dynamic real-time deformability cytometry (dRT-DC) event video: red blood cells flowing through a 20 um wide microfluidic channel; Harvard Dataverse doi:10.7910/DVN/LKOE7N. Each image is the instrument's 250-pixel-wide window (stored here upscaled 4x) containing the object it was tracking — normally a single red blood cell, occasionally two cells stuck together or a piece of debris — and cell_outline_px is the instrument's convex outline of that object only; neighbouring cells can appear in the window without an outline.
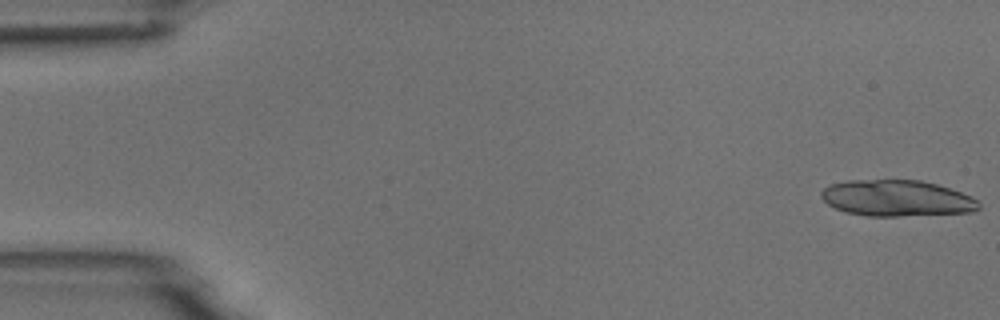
{"species": "common noctule bat (a hibernating species)", "species_latin": "Nyctalus noctula", "temperature_condition": "room temperature", "stored_images_in_passage": 5, "camera_frame_rate_fps": 3000, "um_per_image_px": 0.085, "animal": {"sex": "male", "body_mass_g": 18.8}, "frame": {"image": 1, "passage_image": 1, "time_ms": 0.0, "image_size_px": [1000, 320], "cell_outline_px": [[980, 208], [972, 212], [900, 216], [868, 216], [844, 212], [828, 204], [820, 196], [820, 192], [824, 188], [832, 184], [848, 180], [920, 180], [936, 184], [972, 196], [980, 204]], "centroid_in_image_um": [76.21, 16.85], "position_along_channel_um": 8.8, "area_um2": 33.18}}